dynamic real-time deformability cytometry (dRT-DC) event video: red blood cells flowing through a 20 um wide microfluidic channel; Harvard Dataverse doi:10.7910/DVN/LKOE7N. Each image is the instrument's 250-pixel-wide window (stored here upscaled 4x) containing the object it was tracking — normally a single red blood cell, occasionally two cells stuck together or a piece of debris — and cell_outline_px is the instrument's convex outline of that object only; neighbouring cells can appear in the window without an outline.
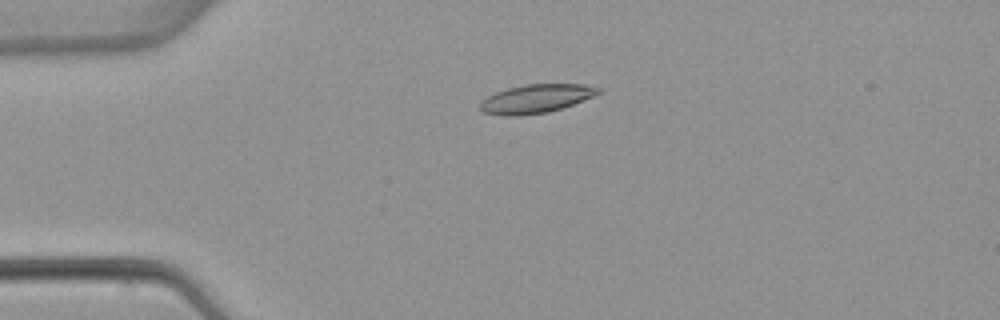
{"species": "common noctule bat (a hibernating species)", "species_latin": "Nyctalus noctula", "temperature_condition": "warm", "stored_images_in_passage": 6, "camera_frame_rate_fps": 3000, "um_per_image_px": 0.085, "animal": {"sex": "female", "body_mass_g": 22.7, "forearm_length_mm": 54.2}, "frame": {"image": 1, "passage_image": 4, "time_ms": 3.667, "image_size_px": [1000, 320], "cell_outline_px": [[604, 88], [600, 92], [592, 96], [572, 104], [548, 112], [520, 116], [504, 116], [484, 112], [480, 108], [480, 100], [496, 92], [508, 88], [524, 84], [584, 84]], "centroid_in_image_um": [45.54, 8.38], "position_along_channel_um": 39.5, "area_um2": 19.65}}
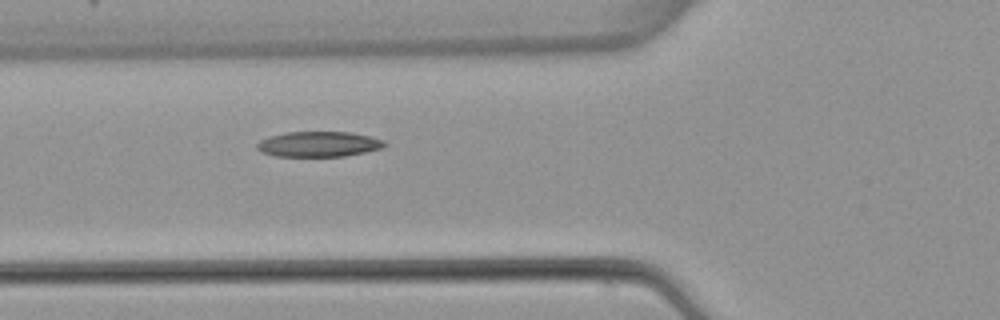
{"frame": {"image": 2, "passage_image": 6, "time_ms": 6.0, "image_size_px": [1000, 320], "cell_outline_px": [[388, 144], [384, 148], [344, 156], [272, 156], [260, 152], [256, 148], [256, 144], [260, 140], [268, 136], [284, 132], [352, 132], [384, 140]], "centroid_in_image_um": [27.06, 12.25], "position_along_channel_um": 98.7, "area_um2": 19.02}}